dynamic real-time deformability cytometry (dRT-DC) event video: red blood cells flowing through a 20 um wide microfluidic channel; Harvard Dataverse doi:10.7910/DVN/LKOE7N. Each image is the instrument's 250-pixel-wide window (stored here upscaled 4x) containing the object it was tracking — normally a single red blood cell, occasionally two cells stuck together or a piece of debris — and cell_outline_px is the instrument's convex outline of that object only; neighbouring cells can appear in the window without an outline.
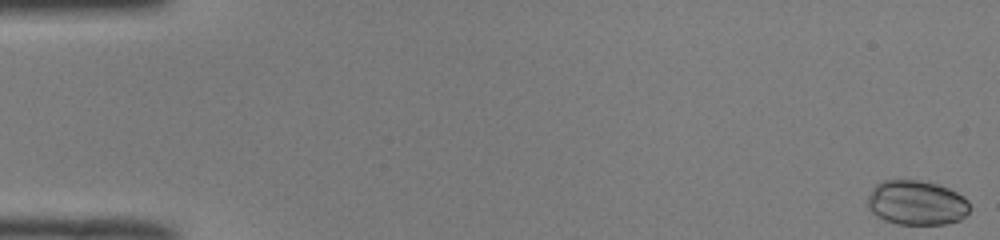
{"species": "common noctule bat (a hibernating species)", "species_latin": "Nyctalus noctula", "temperature_condition": "room temperature", "stored_images_in_passage": 47, "camera_frame_rate_fps": 3000, "um_per_image_px": 0.085, "animal": {"sex": "male", "body_mass_g": 19.0, "forearm_length_mm": 50.8}, "frame": {"image": 1, "passage_image": 1, "time_ms": 0.0, "image_size_px": [1000, 240], "cell_outline_px": [[968, 212], [960, 220], [944, 224], [896, 224], [884, 220], [876, 216], [868, 208], [868, 196], [872, 188], [880, 180], [920, 180], [940, 184], [964, 196], [968, 200]], "centroid_in_image_um": [77.89, 17.22], "position_along_channel_um": 7.1, "area_um2": 26.76}}
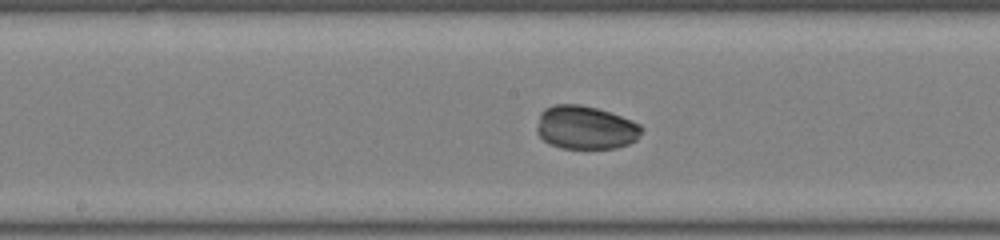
{"frame": {"image": 2, "passage_image": 27, "time_ms": 8.667, "image_size_px": [1000, 240], "cell_outline_px": [[644, 128], [636, 140], [628, 144], [616, 148], [560, 148], [548, 144], [536, 132], [536, 128], [540, 112], [544, 108], [556, 104], [580, 104], [596, 108], [632, 120], [640, 124]], "centroid_in_image_um": [49.75, 10.84], "position_along_channel_um": 198.5, "area_um2": 26.65}}
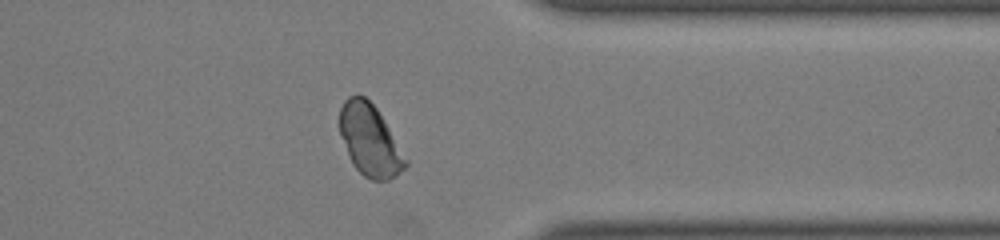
{"frame": {"image": 3, "passage_image": 41, "time_ms": 13.333, "image_size_px": [1000, 240], "cell_outline_px": [[408, 164], [396, 176], [388, 180], [372, 180], [364, 176], [352, 164], [340, 132], [340, 108], [344, 100], [348, 96], [356, 92], [364, 96], [376, 108], [408, 160]], "centroid_in_image_um": [31.43, 11.9], "position_along_channel_um": 380.0, "area_um2": 27.17}, "authors_computed_cell_mechanics": {"area_um2": 26.7614, "velocity_mm_per_s": 4.0244, "shape_relaxation_time_tau1_ms": 5.785, "shape_relaxation_time_tau2_ms": 1.4165, "deformation_change_tau1": 0.1933, "deformation_change_tau2": 0.0213}}